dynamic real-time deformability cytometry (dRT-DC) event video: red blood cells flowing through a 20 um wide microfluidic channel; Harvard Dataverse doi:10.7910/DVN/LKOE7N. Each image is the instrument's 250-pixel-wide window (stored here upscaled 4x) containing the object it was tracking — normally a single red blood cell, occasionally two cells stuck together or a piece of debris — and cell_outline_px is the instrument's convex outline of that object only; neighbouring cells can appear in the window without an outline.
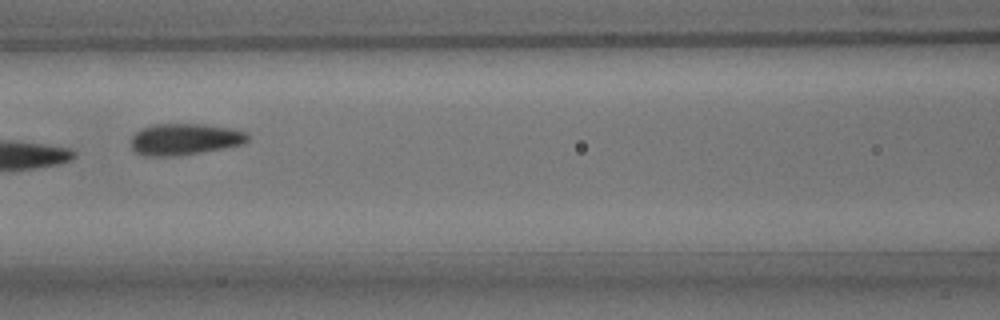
{"species": "common noctule bat (a hibernating species)", "species_latin": "Nyctalus noctula", "temperature_condition": "room temperature", "stored_images_in_passage": 9, "camera_frame_rate_fps": 3000, "um_per_image_px": 0.085, "animal": {"sex": "male", "body_mass_g": 15.6}, "frame": {"image": 1, "passage_image": 7, "time_ms": 7.0, "image_size_px": [1000, 320], "cell_outline_px": [[248, 140], [244, 144], [224, 148], [176, 156], [144, 156], [136, 152], [132, 148], [132, 136], [140, 128], [152, 124], [204, 124], [228, 128], [244, 132], [248, 136]], "centroid_in_image_um": [15.66, 11.83], "position_along_channel_um": 150.9, "area_um2": 21.33}}
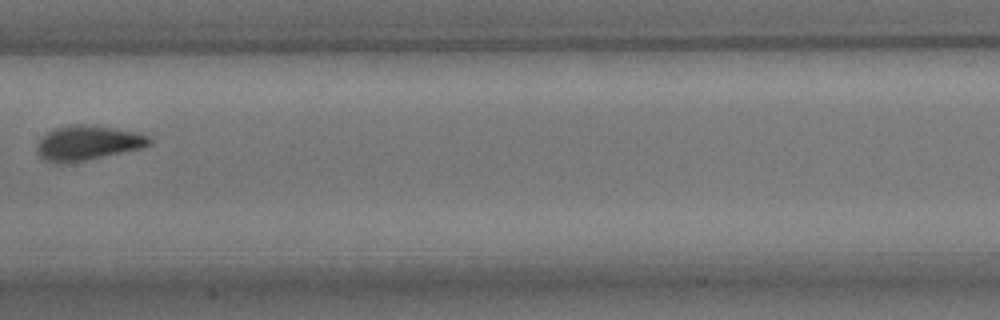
{"frame": {"image": 2, "passage_image": 8, "time_ms": 8.333, "image_size_px": [1000, 320], "cell_outline_px": [[152, 144], [144, 148], [84, 160], [44, 160], [36, 152], [36, 144], [48, 132], [56, 128], [72, 124], [84, 124], [140, 132], [148, 136], [152, 140]], "centroid_in_image_um": [7.53, 12.11], "position_along_channel_um": 199.9, "area_um2": 22.14}}
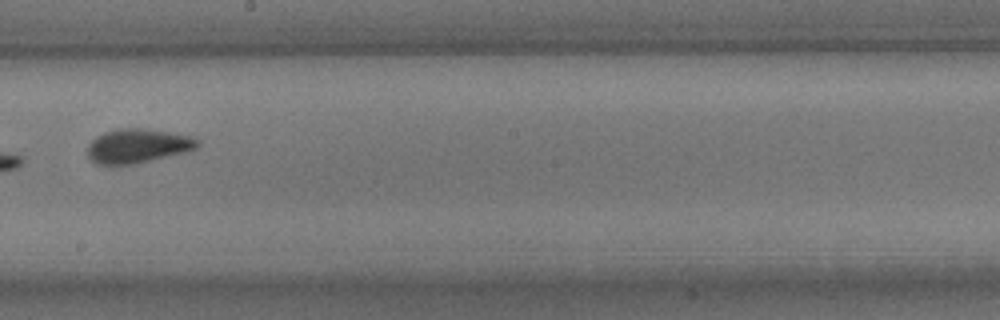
{"frame": {"image": 3, "passage_image": 9, "time_ms": 9.333, "image_size_px": [1000, 320], "cell_outline_px": [[200, 144], [196, 148], [184, 152], [136, 164], [96, 164], [88, 156], [88, 144], [96, 136], [104, 132], [120, 128], [144, 128], [168, 132], [188, 136], [200, 140]], "centroid_in_image_um": [11.69, 12.4], "position_along_channel_um": 236.5, "area_um2": 21.73}}